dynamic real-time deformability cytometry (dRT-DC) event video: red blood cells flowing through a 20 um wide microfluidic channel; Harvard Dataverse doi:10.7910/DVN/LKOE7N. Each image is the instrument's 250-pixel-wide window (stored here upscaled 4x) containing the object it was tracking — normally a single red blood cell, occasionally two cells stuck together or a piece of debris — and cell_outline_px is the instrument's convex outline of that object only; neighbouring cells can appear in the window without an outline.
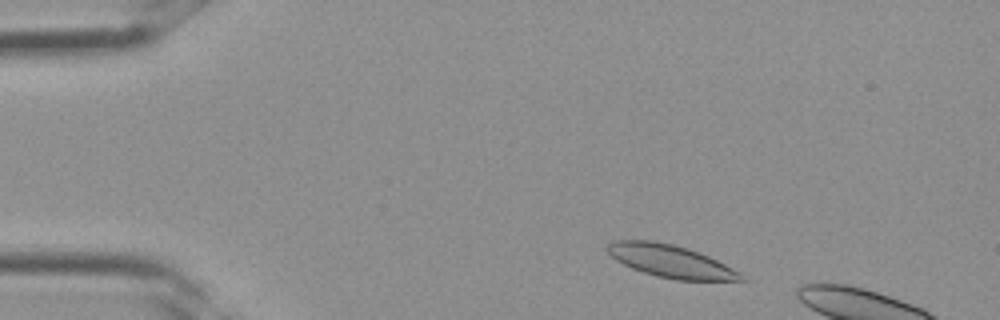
{"species": "Egyptian fruit bat (a non-hibernating species)", "species_latin": "Rousettus aegyptiacus", "temperature_condition": "room temperature", "stored_images_in_passage": 2, "camera_frame_rate_fps": 3000, "um_per_image_px": 0.085, "frame": {"image": 1, "passage_image": 1, "time_ms": 0.0, "image_size_px": [1000, 320], "cell_outline_px": [[748, 280], [676, 280], [656, 276], [632, 268], [616, 260], [604, 248], [612, 240], [652, 240], [672, 244], [688, 248], [708, 256], [740, 272]], "centroid_in_image_um": [56.98, 22.19], "position_along_channel_um": 28.0, "area_um2": 25.26}}